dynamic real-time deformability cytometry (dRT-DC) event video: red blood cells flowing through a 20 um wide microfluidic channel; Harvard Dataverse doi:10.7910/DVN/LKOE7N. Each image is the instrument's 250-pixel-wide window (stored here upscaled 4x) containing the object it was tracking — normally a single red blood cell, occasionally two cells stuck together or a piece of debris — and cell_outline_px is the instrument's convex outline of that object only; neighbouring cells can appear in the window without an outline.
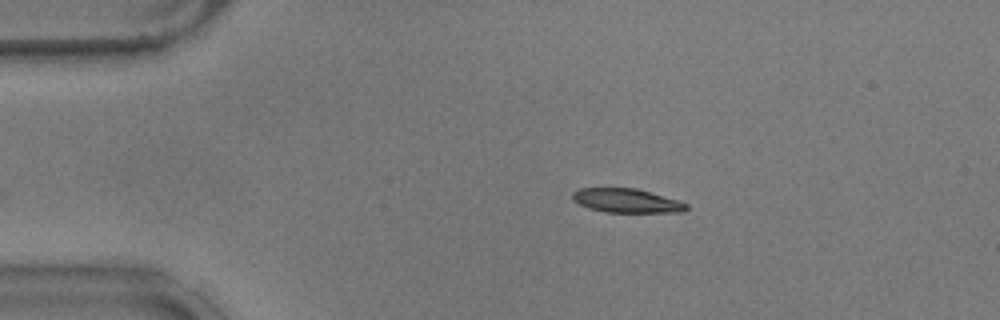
{"species": "common noctule bat (a hibernating species)", "species_latin": "Nyctalus noctula", "temperature_condition": "warm", "stored_images_in_passage": 41, "camera_frame_rate_fps": 3000, "um_per_image_px": 0.085, "animal": {"sex": "male", "body_mass_g": 17.9}, "frame": {"image": 1, "passage_image": 1, "time_ms": 0.0, "image_size_px": [1000, 320], "cell_outline_px": [[688, 208], [684, 212], [604, 212], [588, 208], [572, 200], [572, 192], [580, 188], [636, 188], [680, 200], [688, 204]], "centroid_in_image_um": [53.27, 17.05], "position_along_channel_um": 31.7, "area_um2": 16.07}}
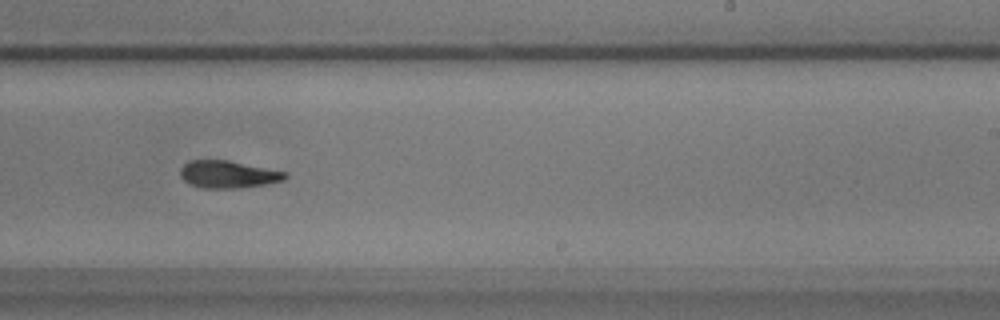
{"frame": {"image": 2, "passage_image": 24, "time_ms": 7.667, "image_size_px": [1000, 320], "cell_outline_px": [[288, 176], [284, 180], [264, 184], [240, 188], [200, 188], [188, 184], [180, 176], [180, 168], [188, 160], [228, 160], [288, 172]], "centroid_in_image_um": [19.37, 14.82], "position_along_channel_um": 269.6, "area_um2": 16.88}}
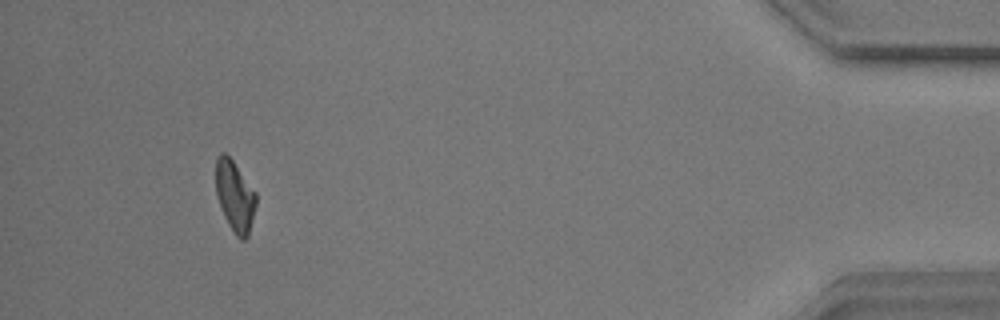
{"frame": {"image": 3, "passage_image": 41, "time_ms": 13.333, "image_size_px": [1000, 320], "cell_outline_px": [[256, 204], [248, 236], [244, 240], [240, 240], [236, 236], [228, 224], [224, 216], [216, 196], [216, 156], [220, 152], [224, 152], [232, 160], [256, 192]], "centroid_in_image_um": [19.95, 16.67], "position_along_channel_um": 415.2, "area_um2": 16.59}}